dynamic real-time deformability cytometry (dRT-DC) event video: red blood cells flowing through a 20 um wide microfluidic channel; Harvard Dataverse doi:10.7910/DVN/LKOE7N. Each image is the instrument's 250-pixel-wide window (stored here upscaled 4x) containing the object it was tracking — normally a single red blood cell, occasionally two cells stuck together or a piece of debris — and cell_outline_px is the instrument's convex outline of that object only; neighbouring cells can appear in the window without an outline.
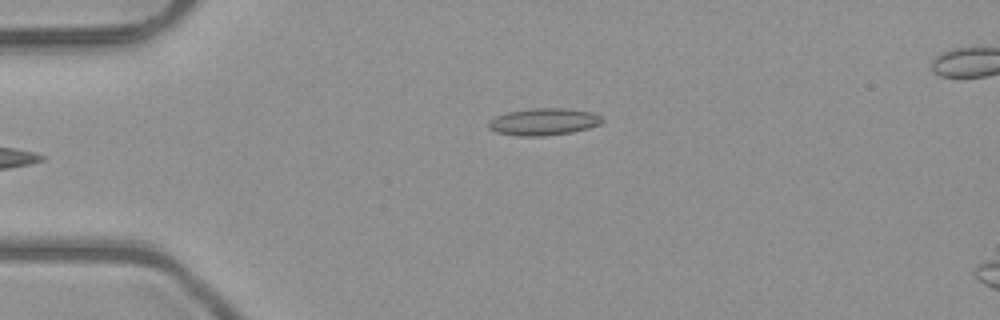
{"species": "common noctule bat (a hibernating species)", "species_latin": "Nyctalus noctula", "temperature_condition": "room temperature", "stored_images_in_passage": 35, "camera_frame_rate_fps": 3000, "um_per_image_px": 0.085, "animal": {"sex": "male", "body_mass_g": 23.1, "forearm_length_mm": 52.7}, "frame": {"image": 1, "passage_image": 1, "time_ms": 0.0, "image_size_px": [1000, 320], "cell_outline_px": [[604, 120], [600, 124], [588, 128], [572, 132], [544, 136], [520, 136], [496, 132], [488, 128], [488, 120], [496, 116], [508, 112], [532, 108], [568, 108], [592, 112], [604, 116]], "centroid_in_image_um": [46.23, 10.34], "position_along_channel_um": 38.8, "area_um2": 18.09}}
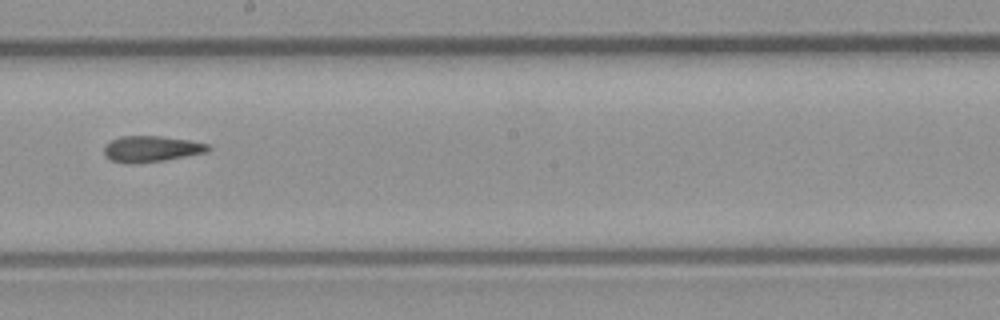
{"frame": {"image": 2, "passage_image": 18, "time_ms": 5.667, "image_size_px": [1000, 320], "cell_outline_px": [[212, 148], [208, 152], [164, 160], [128, 164], [112, 160], [104, 156], [104, 144], [120, 136], [160, 136], [188, 140], [208, 144]], "centroid_in_image_um": [12.85, 12.65], "position_along_channel_um": 235.4, "area_um2": 15.78}}
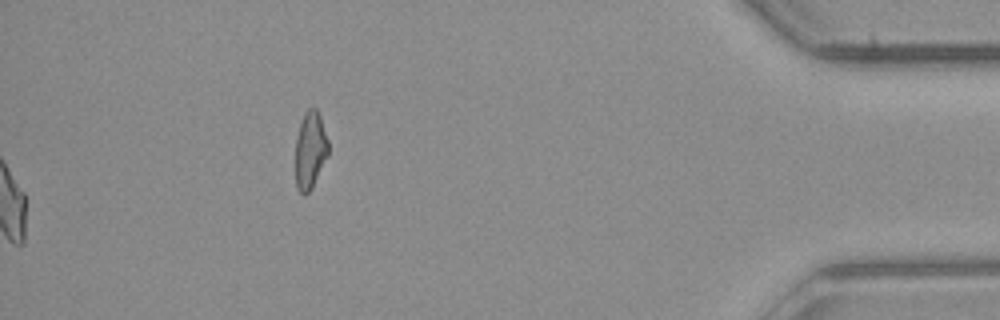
{"frame": {"image": 3, "passage_image": 35, "time_ms": 11.333, "image_size_px": [1000, 320], "cell_outline_px": [[328, 156], [312, 188], [304, 196], [296, 188], [296, 136], [304, 112], [308, 108], [316, 108], [320, 116], [328, 140]], "centroid_in_image_um": [26.37, 12.77], "position_along_channel_um": 408.8, "area_um2": 14.85}, "authors_computed_cell_mechanics": {"area_um2": 15.9528, "velocity_mm_per_s": 4.0539, "shape_relaxation_time_tau1_ms": null, "shape_relaxation_time_tau2_ms": 4.0154, "deformation_change_tau1": null, "deformation_change_tau2": 0.1184}}